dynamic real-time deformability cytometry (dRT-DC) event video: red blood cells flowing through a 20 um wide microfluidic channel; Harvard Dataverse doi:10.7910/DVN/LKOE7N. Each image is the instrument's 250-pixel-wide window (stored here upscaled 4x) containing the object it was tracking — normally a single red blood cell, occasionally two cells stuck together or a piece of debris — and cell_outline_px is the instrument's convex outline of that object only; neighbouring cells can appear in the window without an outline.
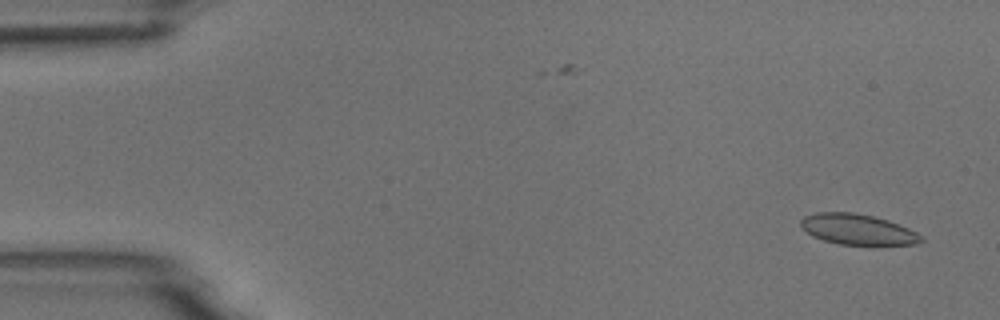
{"species": "common noctule bat (a hibernating species)", "species_latin": "Nyctalus noctula", "temperature_condition": "room temperature", "stored_images_in_passage": 3, "camera_frame_rate_fps": 3000, "um_per_image_px": 0.085, "animal": {"sex": "male", "body_mass_g": 18.8}, "frame": {"image": 1, "passage_image": 3, "time_ms": 2.333, "image_size_px": [1000, 320], "cell_outline_px": [[924, 240], [920, 244], [868, 248], [840, 244], [824, 240], [812, 236], [800, 228], [800, 220], [804, 216], [816, 212], [852, 212], [872, 216], [888, 220], [908, 228], [924, 236]], "centroid_in_image_um": [72.96, 19.56], "position_along_channel_um": 12.0, "area_um2": 22.6}}